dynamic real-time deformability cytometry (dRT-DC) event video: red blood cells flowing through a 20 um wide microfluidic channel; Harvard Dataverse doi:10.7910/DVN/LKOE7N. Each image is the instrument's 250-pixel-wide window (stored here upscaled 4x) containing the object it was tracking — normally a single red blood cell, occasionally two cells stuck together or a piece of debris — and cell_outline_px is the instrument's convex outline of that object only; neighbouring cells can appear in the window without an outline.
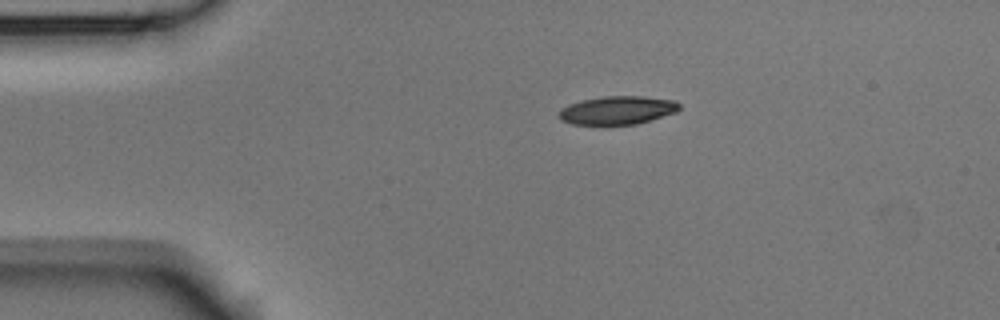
{"species": "Egyptian fruit bat (a non-hibernating species)", "species_latin": "Rousettus aegyptiacus", "temperature_condition": "room temperature", "stored_images_in_passage": 2, "camera_frame_rate_fps": 3000, "um_per_image_px": 0.085, "animal": {"sex": "male"}, "frame": {"image": 1, "passage_image": 1, "time_ms": 0.0, "image_size_px": [1000, 320], "cell_outline_px": [[680, 108], [676, 112], [636, 124], [572, 124], [560, 120], [560, 112], [568, 104], [580, 100], [604, 96], [644, 96], [676, 100], [680, 104]], "centroid_in_image_um": [52.51, 9.35], "position_along_channel_um": 32.5, "area_um2": 19.77}}